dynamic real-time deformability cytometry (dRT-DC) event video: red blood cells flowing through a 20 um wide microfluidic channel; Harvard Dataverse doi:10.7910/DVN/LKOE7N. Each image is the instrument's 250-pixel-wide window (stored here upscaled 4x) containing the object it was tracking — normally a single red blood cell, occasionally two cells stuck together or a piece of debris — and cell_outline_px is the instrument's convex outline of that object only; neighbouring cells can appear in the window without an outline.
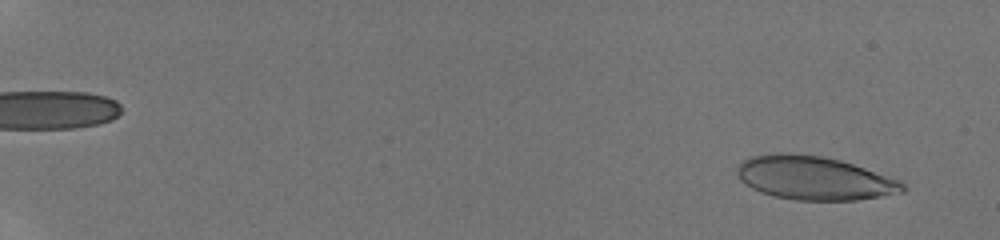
{"species": "human", "species_latin": "Homo sapiens", "temperature_condition": "room temperature", "stored_images_in_passage": 15, "camera_frame_rate_fps": 3000, "um_per_image_px": 0.085, "donor": {"sex": "male"}, "frame": {"image": 1, "passage_image": 3, "time_ms": 0.667, "image_size_px": [1000, 240], "cell_outline_px": [[904, 192], [856, 200], [796, 200], [772, 196], [760, 192], [752, 188], [740, 180], [736, 172], [736, 168], [744, 160], [752, 156], [772, 152], [788, 152], [820, 156], [840, 160], [900, 180], [904, 184]], "centroid_in_image_um": [69.16, 15.13], "position_along_channel_um": 15.8, "area_um2": 42.02}}
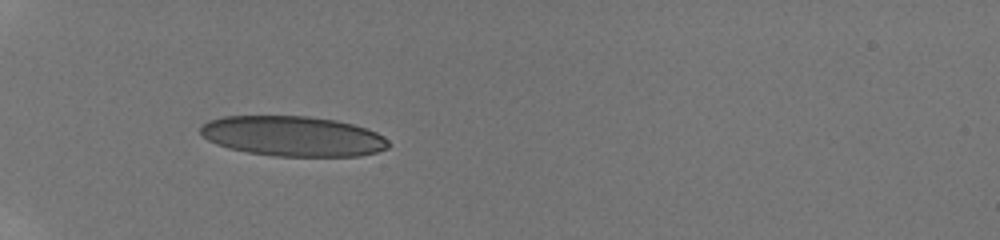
{"frame": {"image": 2, "passage_image": 11, "time_ms": 6.0, "image_size_px": [1000, 240], "cell_outline_px": [[392, 144], [388, 148], [376, 152], [360, 156], [276, 156], [248, 152], [228, 148], [216, 144], [208, 140], [200, 132], [200, 128], [208, 120], [224, 116], [308, 116], [336, 120], [352, 124], [376, 132], [384, 136]], "centroid_in_image_um": [24.91, 11.57], "position_along_channel_um": 60.1, "area_um2": 44.04}}
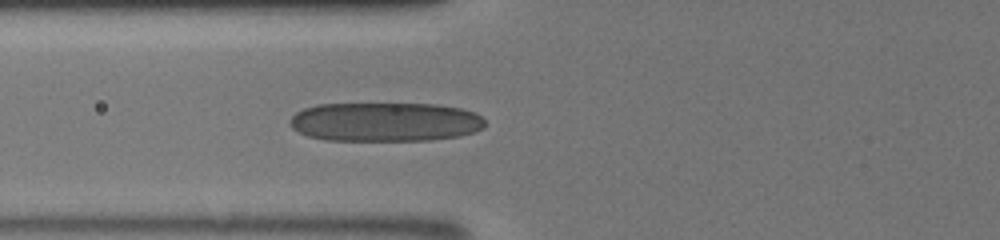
{"frame": {"image": 3, "passage_image": 15, "time_ms": 7.333, "image_size_px": [1000, 240], "cell_outline_px": [[484, 128], [460, 136], [432, 140], [324, 140], [308, 136], [292, 128], [288, 124], [288, 120], [296, 112], [304, 108], [316, 104], [436, 104], [460, 108], [476, 112], [484, 120]], "centroid_in_image_um": [32.72, 10.36], "position_along_channel_um": 93.1, "area_um2": 44.68}}